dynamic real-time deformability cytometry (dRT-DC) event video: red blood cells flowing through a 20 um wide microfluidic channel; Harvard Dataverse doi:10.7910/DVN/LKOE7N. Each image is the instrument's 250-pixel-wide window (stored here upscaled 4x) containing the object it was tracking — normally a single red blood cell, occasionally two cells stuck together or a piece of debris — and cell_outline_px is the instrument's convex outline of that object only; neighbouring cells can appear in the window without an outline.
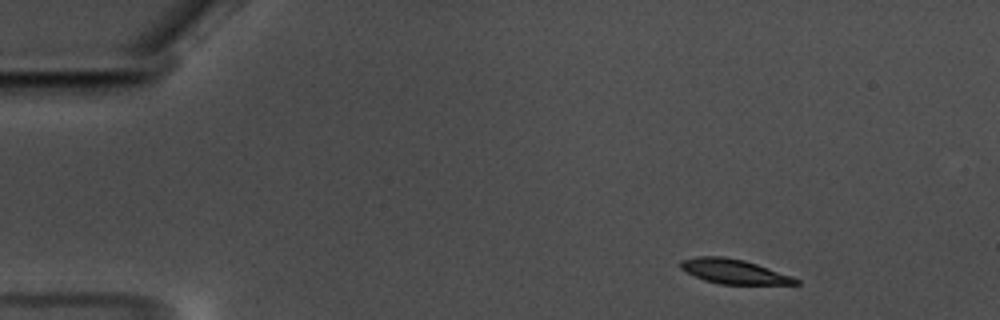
{"species": "common noctule bat (a hibernating species)", "species_latin": "Nyctalus noctula", "temperature_condition": "warm", "stored_images_in_passage": 53, "camera_frame_rate_fps": 3000, "um_per_image_px": 0.085, "animal": {"sex": "male", "body_mass_g": 17.5, "forearm_length_mm": 52.3}, "frame": {"image": 1, "passage_image": 3, "time_ms": 0.667, "image_size_px": [1000, 320], "cell_outline_px": [[800, 284], [720, 284], [704, 280], [680, 268], [680, 260], [696, 256], [724, 256], [744, 260], [792, 276], [800, 280]], "centroid_in_image_um": [62.37, 23.07], "position_along_channel_um": 22.6, "area_um2": 16.36}}
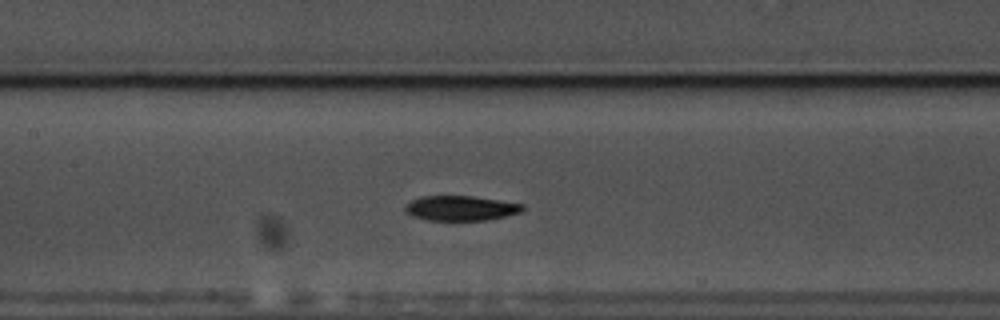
{"frame": {"image": 2, "passage_image": 23, "time_ms": 7.333, "image_size_px": [1000, 320], "cell_outline_px": [[524, 208], [520, 212], [488, 220], [428, 220], [412, 216], [404, 212], [404, 204], [420, 196], [472, 196], [524, 204]], "centroid_in_image_um": [39.1, 17.69], "position_along_channel_um": 168.3, "area_um2": 17.05}}
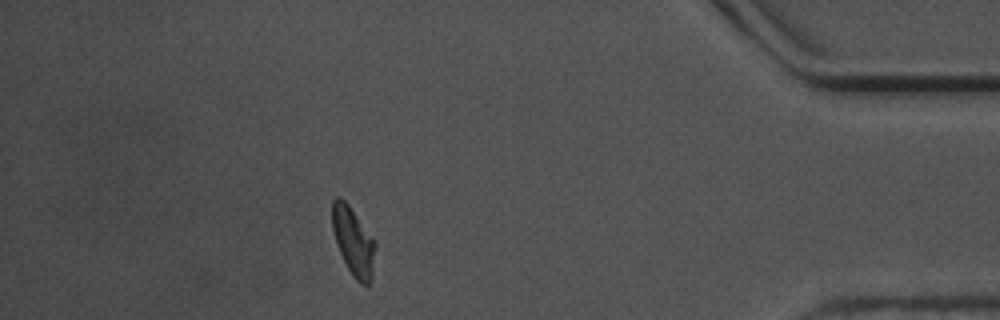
{"frame": {"image": 3, "passage_image": 47, "time_ms": 15.333, "image_size_px": [1000, 320], "cell_outline_px": [[376, 244], [372, 276], [368, 288], [360, 284], [352, 276], [336, 244], [332, 228], [332, 200], [336, 196], [340, 196], [348, 204], [376, 240]], "centroid_in_image_um": [30.04, 20.52], "position_along_channel_um": 405.2, "area_um2": 17.4}, "authors_computed_cell_mechanics": {"area_um2": 17.3978, "velocity_mm_per_s": 3.5192, "shape_relaxation_time_tau1_ms": 4.9828, "shape_relaxation_time_tau2_ms": 5.7925, "deformation_change_tau1": 0.1637, "deformation_change_tau2": 0.0875}}